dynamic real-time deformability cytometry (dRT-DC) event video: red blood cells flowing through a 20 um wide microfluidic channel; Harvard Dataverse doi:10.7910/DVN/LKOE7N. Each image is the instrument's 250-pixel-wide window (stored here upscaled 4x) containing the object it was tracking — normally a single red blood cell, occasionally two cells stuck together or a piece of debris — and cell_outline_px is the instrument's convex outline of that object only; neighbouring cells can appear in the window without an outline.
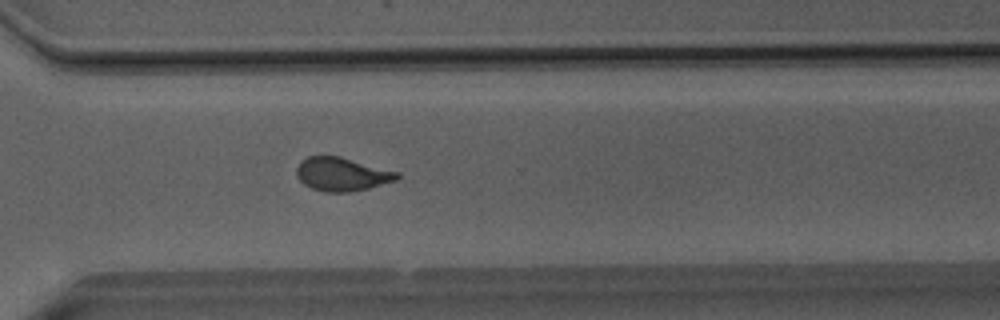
{"species": "Egyptian fruit bat (a non-hibernating species)", "species_latin": "Rousettus aegyptiacus", "temperature_condition": "room temperature", "stored_images_in_passage": 46, "camera_frame_rate_fps": 3000, "um_per_image_px": 0.085, "animal": {"sex": "male"}, "frame": {"image": 1, "passage_image": 32, "time_ms": 10.333, "image_size_px": [1000, 320], "cell_outline_px": [[400, 176], [396, 180], [368, 188], [348, 192], [324, 192], [312, 188], [304, 184], [296, 176], [296, 168], [308, 156], [340, 156], [400, 172]], "centroid_in_image_um": [29.08, 14.81], "position_along_channel_um": 341.5, "area_um2": 19.54}}
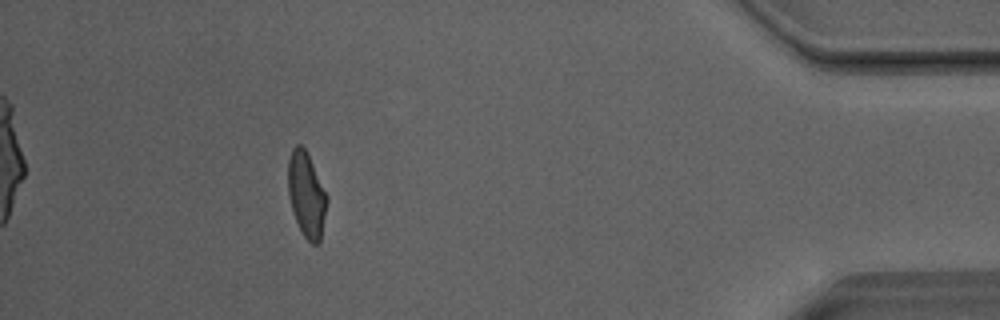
{"frame": {"image": 2, "passage_image": 41, "time_ms": 13.333, "image_size_px": [1000, 320], "cell_outline_px": [[328, 200], [320, 244], [312, 244], [300, 232], [292, 208], [288, 192], [288, 160], [292, 148], [296, 144], [300, 144], [304, 148], [328, 196]], "centroid_in_image_um": [26.05, 16.58], "position_along_channel_um": 409.1, "area_um2": 19.19}, "authors_computed_cell_mechanics": {"area_um2": 20.0277, "velocity_mm_per_s": 4.0541, "shape_relaxation_time_tau1_ms": 4.8002, "shape_relaxation_time_tau2_ms": 1.04, "deformation_change_tau1": 0.129, "deformation_change_tau2": 0.0532}}